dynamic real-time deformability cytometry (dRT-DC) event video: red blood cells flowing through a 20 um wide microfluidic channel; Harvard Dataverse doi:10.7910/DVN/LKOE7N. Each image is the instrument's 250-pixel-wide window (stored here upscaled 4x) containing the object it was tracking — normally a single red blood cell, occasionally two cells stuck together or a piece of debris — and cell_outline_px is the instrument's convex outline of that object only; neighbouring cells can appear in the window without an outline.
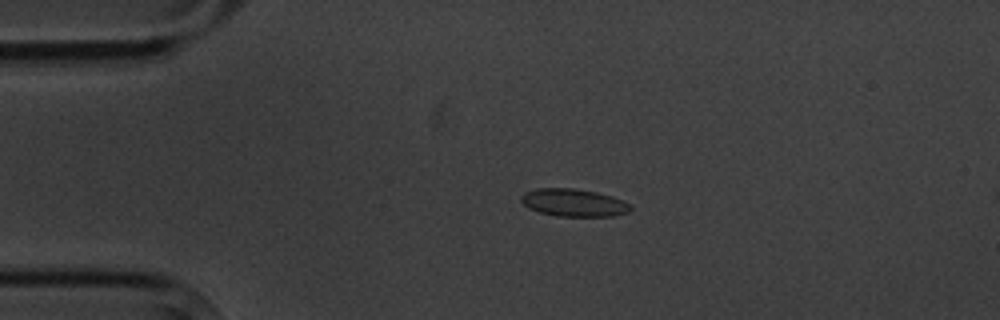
{"species": "common noctule bat (a hibernating species)", "species_latin": "Nyctalus noctula", "temperature_condition": "cold", "stored_images_in_passage": 6, "segment_of_instrument_passage": [1, 2], "camera_frame_rate_fps": 3000, "um_per_image_px": 0.085, "animal": {"sex": "male", "body_mass_g": 20.1, "forearm_length_mm": 53.5}, "frame": {"image": 1, "passage_image": 4, "time_ms": 3.333, "image_size_px": [1000, 320], "cell_outline_px": [[632, 208], [628, 212], [616, 216], [556, 216], [540, 212], [528, 208], [520, 200], [520, 196], [524, 192], [536, 188], [576, 188], [596, 192], [612, 196], [628, 204]], "centroid_in_image_um": [48.73, 17.22], "position_along_channel_um": 36.3, "area_um2": 17.63}}